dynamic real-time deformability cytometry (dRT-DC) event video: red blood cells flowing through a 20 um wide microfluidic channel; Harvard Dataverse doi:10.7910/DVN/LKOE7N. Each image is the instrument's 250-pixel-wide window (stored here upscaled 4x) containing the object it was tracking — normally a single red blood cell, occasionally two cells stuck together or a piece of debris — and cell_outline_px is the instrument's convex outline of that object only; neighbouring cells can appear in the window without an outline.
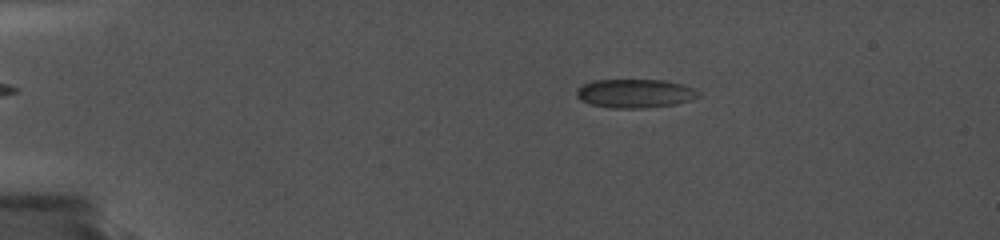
{"species": "common noctule bat (a hibernating species)", "species_latin": "Nyctalus noctula", "temperature_condition": "cold", "stored_images_in_passage": 63, "camera_frame_rate_fps": 5000, "um_per_image_px": 0.085, "animal": {"sex": "female", "body_mass_g": 19.0, "forearm_length_mm": 56.7}, "frame": {"image": 1, "passage_image": 14, "time_ms": 3.4, "image_size_px": [1000, 240], "cell_outline_px": [[700, 96], [692, 100], [676, 104], [644, 108], [612, 108], [592, 104], [580, 100], [576, 96], [576, 88], [592, 80], [664, 80], [680, 84], [692, 88], [700, 92]], "centroid_in_image_um": [53.96, 7.94], "position_along_channel_um": 31.0, "area_um2": 20.46}}
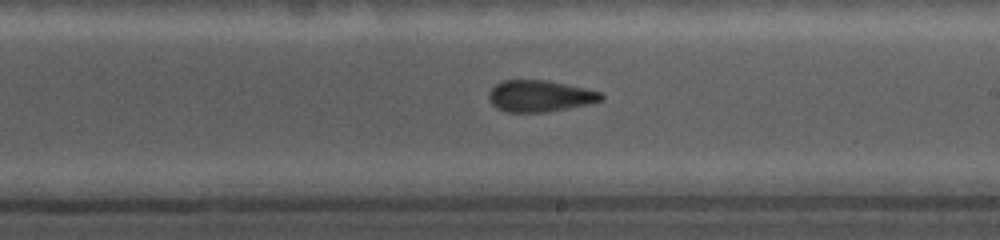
{"frame": {"image": 2, "passage_image": 47, "time_ms": 11.2, "image_size_px": [1000, 240], "cell_outline_px": [[604, 96], [600, 100], [584, 104], [544, 112], [504, 112], [496, 108], [492, 104], [488, 96], [488, 92], [500, 80], [548, 80], [584, 88], [600, 92]], "centroid_in_image_um": [45.8, 8.15], "position_along_channel_um": 243.2, "area_um2": 20.35}}
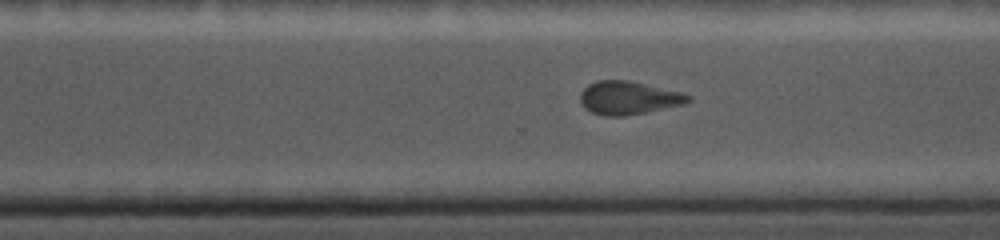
{"frame": {"image": 3, "passage_image": 57, "time_ms": 13.2, "image_size_px": [1000, 240], "cell_outline_px": [[692, 100], [684, 104], [624, 116], [604, 116], [592, 112], [584, 108], [580, 104], [580, 92], [588, 84], [596, 80], [628, 80], [680, 92], [692, 96]], "centroid_in_image_um": [53.38, 8.31], "position_along_channel_um": 317.2, "area_um2": 20.87}}